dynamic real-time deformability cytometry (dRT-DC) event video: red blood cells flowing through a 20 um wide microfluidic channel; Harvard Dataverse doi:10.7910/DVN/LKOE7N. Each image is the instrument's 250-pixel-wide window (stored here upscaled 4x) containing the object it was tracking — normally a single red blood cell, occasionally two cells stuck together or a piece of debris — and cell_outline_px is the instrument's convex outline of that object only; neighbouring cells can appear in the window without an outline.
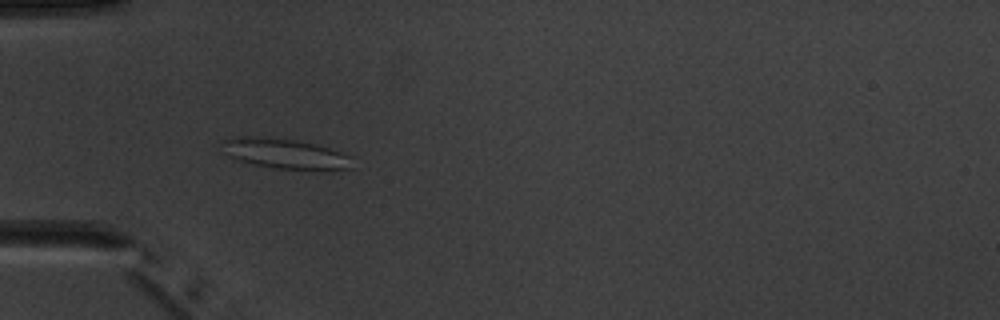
{"species": "common noctule bat (a hibernating species)", "species_latin": "Nyctalus noctula", "temperature_condition": "warm", "stored_images_in_passage": 5, "camera_frame_rate_fps": 3000, "um_per_image_px": 0.085, "animal": {"sex": "male", "body_mass_g": 20.1, "forearm_length_mm": 53.5}, "frame": {"image": 1, "passage_image": 4, "time_ms": 3.333, "image_size_px": [1000, 320], "cell_outline_px": [[352, 168], [320, 172], [276, 168], [252, 164], [240, 160], [232, 156], [224, 140], [240, 136], [244, 136], [296, 140], [328, 148], [340, 152], [348, 156]], "centroid_in_image_um": [24.38, 13.11], "position_along_channel_um": 60.6, "area_um2": 22.25}}
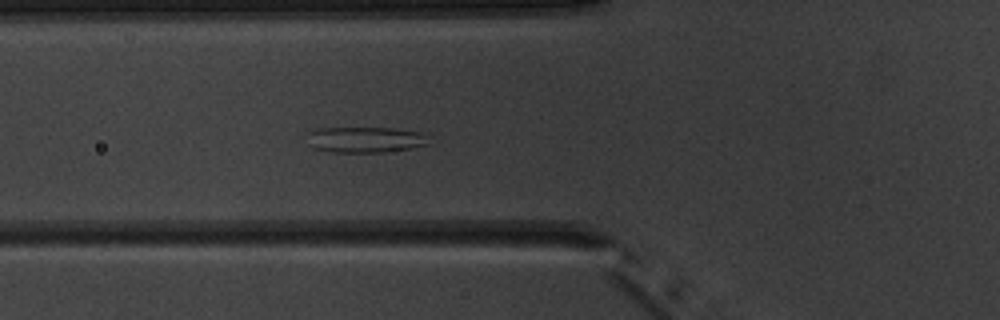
{"frame": {"image": 2, "passage_image": 5, "time_ms": 4.333, "image_size_px": [1000, 320], "cell_outline_px": [[428, 144], [408, 148], [384, 152], [332, 152], [312, 148], [308, 144], [308, 132], [320, 128], [392, 128], [420, 132], [424, 136]], "centroid_in_image_um": [30.96, 11.87], "position_along_channel_um": 94.8, "area_um2": 18.03}}